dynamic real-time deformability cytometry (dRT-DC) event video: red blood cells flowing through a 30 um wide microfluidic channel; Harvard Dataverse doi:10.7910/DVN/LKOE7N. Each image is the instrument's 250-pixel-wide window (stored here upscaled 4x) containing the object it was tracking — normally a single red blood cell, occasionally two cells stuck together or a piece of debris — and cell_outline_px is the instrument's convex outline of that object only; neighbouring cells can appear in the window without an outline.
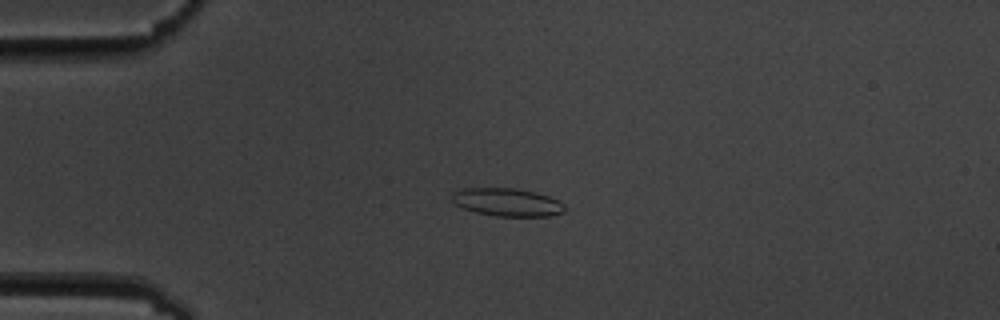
{"species": "common noctule bat (a hibernating species)", "species_latin": "Nyctalus noctula", "temperature_condition": "cold", "stored_images_in_passage": 5, "camera_frame_rate_fps": 3000, "um_per_image_px": 0.085, "animal": {"sex": "male", "body_mass_g": 19.5, "forearm_length_mm": 54.6}, "frame": {"image": 1, "passage_image": 4, "time_ms": 3.333, "image_size_px": [1000, 320], "cell_outline_px": [[564, 212], [548, 216], [496, 216], [476, 212], [464, 208], [456, 204], [452, 200], [452, 192], [456, 188], [516, 188], [536, 192], [548, 196], [564, 204]], "centroid_in_image_um": [43.07, 17.17], "position_along_channel_um": 41.9, "area_um2": 18.38}}